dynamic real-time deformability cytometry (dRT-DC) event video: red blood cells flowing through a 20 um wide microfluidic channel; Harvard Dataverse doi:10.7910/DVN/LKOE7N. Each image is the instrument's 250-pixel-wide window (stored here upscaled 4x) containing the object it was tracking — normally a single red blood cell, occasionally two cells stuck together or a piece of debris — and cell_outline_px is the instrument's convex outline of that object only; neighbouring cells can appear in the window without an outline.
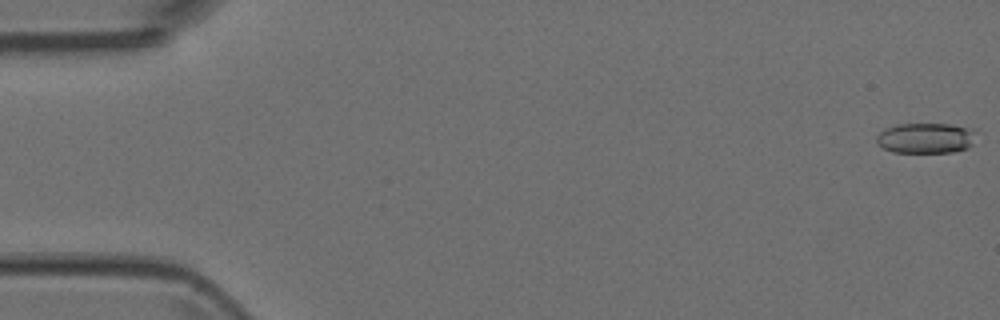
{"species": "Egyptian fruit bat (a non-hibernating species)", "species_latin": "Rousettus aegyptiacus", "temperature_condition": "room temperature", "stored_images_in_passage": 4, "segment_of_instrument_passage": [2, 2], "camera_frame_rate_fps": 3000, "um_per_image_px": 0.085, "animal": {"sex": "female"}, "frame": {"image": 1, "passage_image": 4, "time_ms": 1.0, "image_size_px": [1000, 320], "cell_outline_px": [[980, 132], [972, 144], [968, 148], [952, 152], [892, 152], [884, 148], [876, 140], [876, 136], [884, 128], [896, 124], [948, 124], [976, 128]], "centroid_in_image_um": [78.78, 11.72], "position_along_channel_um": 6.2, "area_um2": 18.03}}